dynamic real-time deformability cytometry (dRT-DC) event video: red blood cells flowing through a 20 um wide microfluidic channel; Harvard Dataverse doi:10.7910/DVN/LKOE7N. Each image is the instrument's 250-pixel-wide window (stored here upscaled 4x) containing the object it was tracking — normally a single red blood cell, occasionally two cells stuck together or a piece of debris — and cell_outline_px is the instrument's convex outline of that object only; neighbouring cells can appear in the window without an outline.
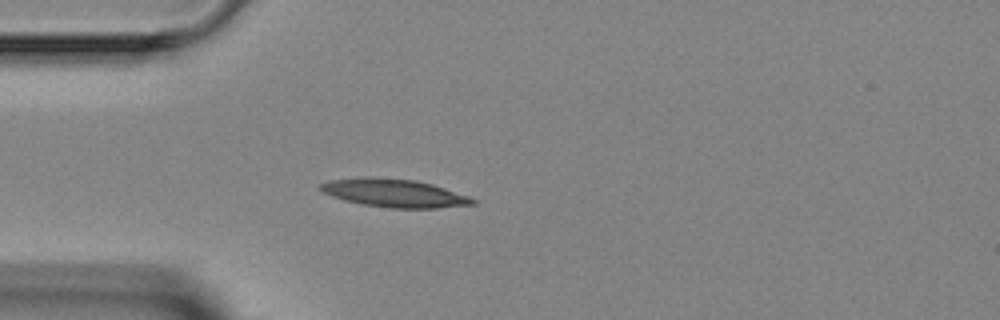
{"species": "Egyptian fruit bat (a non-hibernating species)", "species_latin": "Rousettus aegyptiacus", "temperature_condition": "room temperature", "stored_images_in_passage": 3, "camera_frame_rate_fps": 3000, "um_per_image_px": 0.085, "animal": {"sex": "female"}, "frame": {"image": 1, "passage_image": 3, "time_ms": 2.333, "image_size_px": [1000, 320], "cell_outline_px": [[476, 204], [436, 208], [392, 208], [364, 204], [344, 200], [332, 196], [324, 192], [320, 188], [320, 184], [328, 180], [364, 176], [376, 176], [416, 180], [432, 184], [468, 196], [476, 200]], "centroid_in_image_um": [33.5, 16.39], "position_along_channel_um": 51.5, "area_um2": 24.97}}